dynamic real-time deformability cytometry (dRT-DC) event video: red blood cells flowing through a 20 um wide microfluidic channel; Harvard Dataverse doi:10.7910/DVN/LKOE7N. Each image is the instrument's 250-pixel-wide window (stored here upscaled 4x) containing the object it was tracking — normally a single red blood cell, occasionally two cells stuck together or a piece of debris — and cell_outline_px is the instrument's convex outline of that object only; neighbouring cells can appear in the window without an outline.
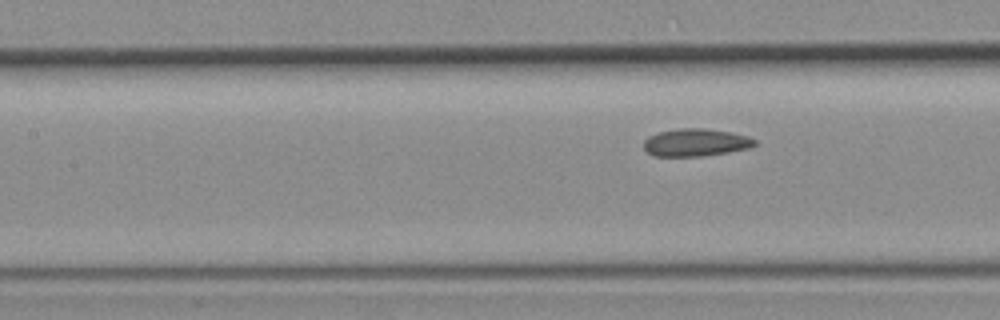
{"species": "common noctule bat (a hibernating species)", "species_latin": "Nyctalus noctula", "temperature_condition": "room temperature", "stored_images_in_passage": 7, "camera_frame_rate_fps": 3000, "um_per_image_px": 0.085, "animal": {"sex": "female", "body_mass_g": 19.3, "forearm_length_mm": 54.1}, "frame": {"image": 1, "passage_image": 7, "time_ms": 2.0, "image_size_px": [1000, 320], "cell_outline_px": [[756, 144], [748, 148], [728, 152], [704, 156], [652, 156], [644, 148], [644, 140], [648, 136], [660, 132], [680, 128], [700, 128], [728, 132], [748, 136], [756, 140]], "centroid_in_image_um": [59.11, 12.12], "position_along_channel_um": 148.3, "area_um2": 17.69}}